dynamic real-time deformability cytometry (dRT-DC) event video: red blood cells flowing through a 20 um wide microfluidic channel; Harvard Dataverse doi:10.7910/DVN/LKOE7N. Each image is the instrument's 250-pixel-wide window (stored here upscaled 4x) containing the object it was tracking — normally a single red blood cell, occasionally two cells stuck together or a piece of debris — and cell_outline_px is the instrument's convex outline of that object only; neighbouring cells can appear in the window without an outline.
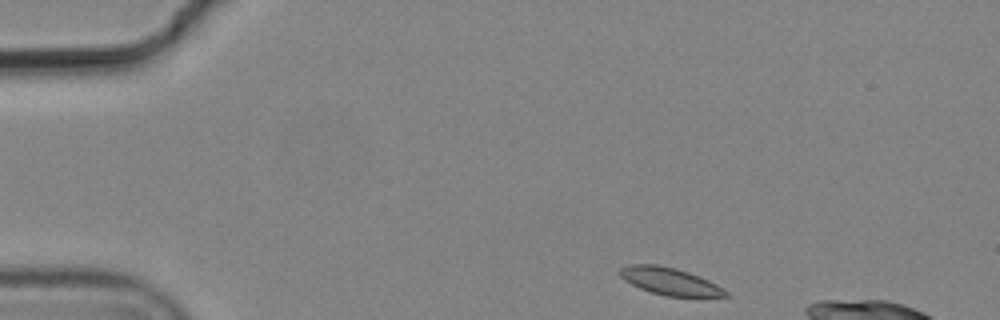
{"species": "common noctule bat (a hibernating species)", "species_latin": "Nyctalus noctula", "temperature_condition": "cold", "stored_images_in_passage": 4, "camera_frame_rate_fps": 3000, "um_per_image_px": 0.085, "animal": {"sex": "male", "body_mass_g": 19.2, "forearm_length_mm": 51.8}, "frame": {"image": 1, "passage_image": 1, "time_ms": 0.0, "image_size_px": [1000, 320], "cell_outline_px": [[732, 296], [664, 296], [640, 288], [624, 280], [620, 276], [620, 268], [632, 264], [656, 264], [676, 268], [700, 276], [724, 288]], "centroid_in_image_um": [56.95, 23.9], "position_along_channel_um": 28.0, "area_um2": 16.7}}